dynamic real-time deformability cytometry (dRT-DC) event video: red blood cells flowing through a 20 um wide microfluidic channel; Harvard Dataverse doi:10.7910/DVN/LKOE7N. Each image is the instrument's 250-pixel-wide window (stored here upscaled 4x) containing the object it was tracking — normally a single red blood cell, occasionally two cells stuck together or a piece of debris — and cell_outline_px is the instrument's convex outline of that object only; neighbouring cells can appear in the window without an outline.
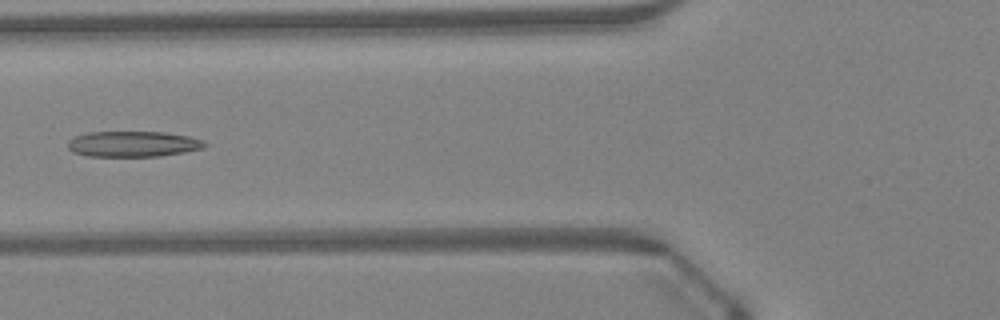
{"species": "Egyptian fruit bat (a non-hibernating species)", "species_latin": "Rousettus aegyptiacus", "temperature_condition": "warm", "stored_images_in_passage": 34, "camera_frame_rate_fps": 3000, "um_per_image_px": 0.085, "animal": {"sex": "female"}, "frame": {"image": 1, "passage_image": 10, "time_ms": 3.0, "image_size_px": [1000, 320], "cell_outline_px": [[208, 144], [204, 148], [184, 152], [160, 156], [88, 156], [72, 152], [68, 148], [68, 140], [76, 136], [88, 132], [164, 132], [188, 136], [204, 140]], "centroid_in_image_um": [11.32, 12.24], "position_along_channel_um": 114.5, "area_um2": 20.52}}
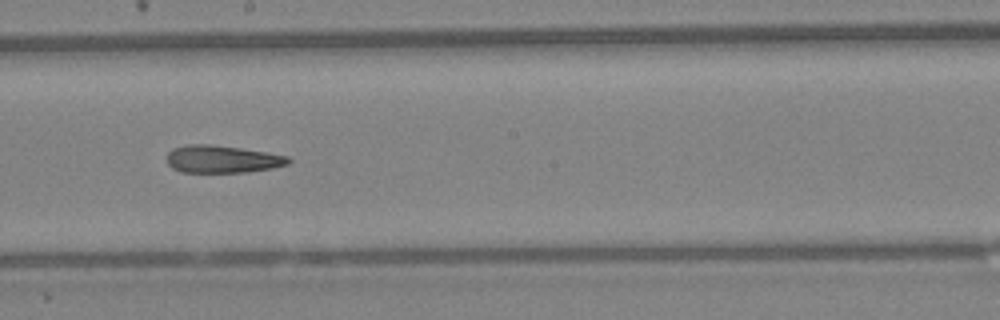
{"frame": {"image": 2, "passage_image": 18, "time_ms": 5.667, "image_size_px": [1000, 320], "cell_outline_px": [[292, 160], [288, 164], [272, 168], [248, 172], [180, 172], [172, 168], [168, 164], [168, 152], [172, 148], [188, 144], [208, 144], [240, 148], [288, 156]], "centroid_in_image_um": [18.87, 13.53], "position_along_channel_um": 229.3, "area_um2": 19.42}}
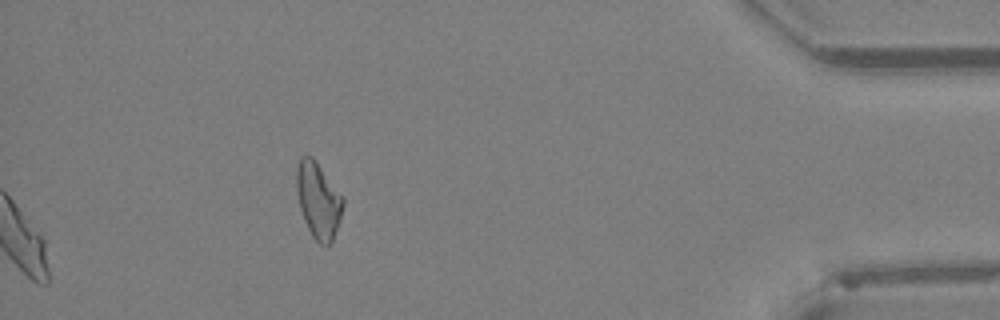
{"frame": {"image": 3, "passage_image": 34, "time_ms": 11.0, "image_size_px": [1000, 320], "cell_outline_px": [[344, 204], [340, 220], [332, 244], [320, 244], [312, 236], [304, 220], [300, 208], [296, 188], [296, 168], [300, 160], [304, 156], [312, 156], [316, 160], [344, 196]], "centroid_in_image_um": [27.08, 17.02], "position_along_channel_um": 408.1, "area_um2": 20.75}}